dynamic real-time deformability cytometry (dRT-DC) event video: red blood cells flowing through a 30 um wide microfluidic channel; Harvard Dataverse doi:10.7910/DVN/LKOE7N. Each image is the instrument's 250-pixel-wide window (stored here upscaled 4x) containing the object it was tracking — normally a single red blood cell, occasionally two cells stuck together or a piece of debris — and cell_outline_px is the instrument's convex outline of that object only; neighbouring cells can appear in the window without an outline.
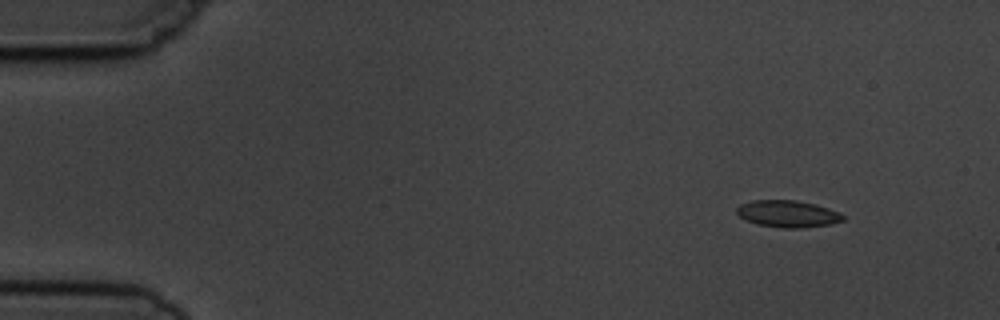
{"species": "common noctule bat (a hibernating species)", "species_latin": "Nyctalus noctula", "temperature_condition": "cold", "stored_images_in_passage": 4, "camera_frame_rate_fps": 3000, "um_per_image_px": 0.085, "animal": {"sex": "male", "body_mass_g": 19.5, "forearm_length_mm": 54.6}, "frame": {"image": 1, "passage_image": 1, "time_ms": 0.0, "image_size_px": [1000, 320], "cell_outline_px": [[844, 220], [832, 224], [800, 228], [784, 228], [756, 224], [740, 216], [736, 212], [736, 208], [740, 204], [752, 200], [796, 200], [816, 204], [840, 212], [844, 216]], "centroid_in_image_um": [66.98, 18.17], "position_along_channel_um": 18.0, "area_um2": 16.7}}
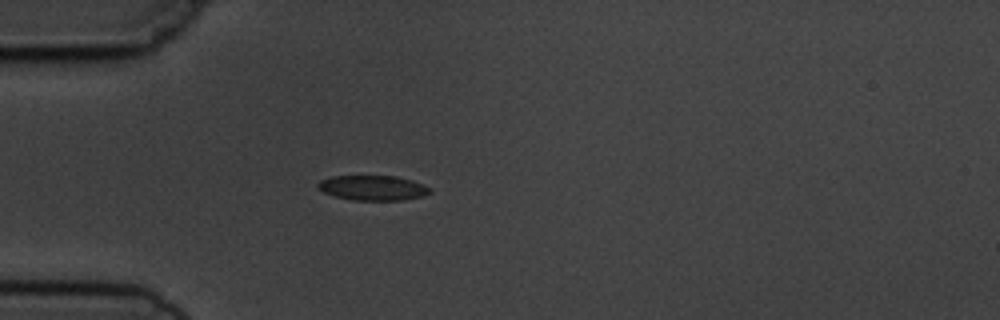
{"frame": {"image": 2, "passage_image": 4, "time_ms": 3.333, "image_size_px": [1000, 320], "cell_outline_px": [[432, 192], [424, 196], [404, 200], [352, 200], [336, 196], [324, 192], [316, 188], [316, 184], [320, 180], [332, 176], [396, 176], [412, 180], [424, 184], [432, 188]], "centroid_in_image_um": [31.72, 15.97], "position_along_channel_um": 53.3, "area_um2": 16.47}}